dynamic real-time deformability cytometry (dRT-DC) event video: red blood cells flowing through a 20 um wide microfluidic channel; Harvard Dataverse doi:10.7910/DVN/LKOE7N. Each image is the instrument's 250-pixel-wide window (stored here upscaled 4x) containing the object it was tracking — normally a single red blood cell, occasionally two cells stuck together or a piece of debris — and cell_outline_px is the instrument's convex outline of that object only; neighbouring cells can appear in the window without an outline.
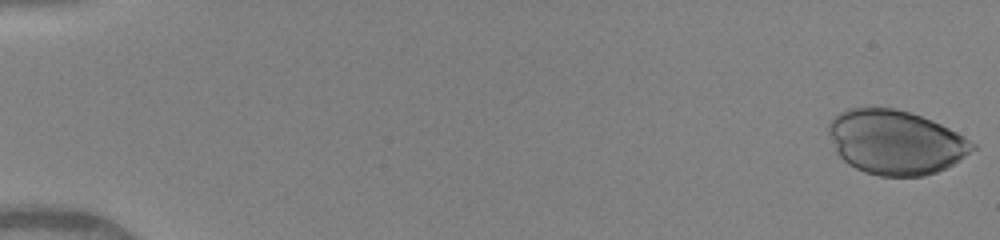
{"species": "human", "species_latin": "Homo sapiens", "temperature_condition": "warm", "stored_images_in_passage": 49, "camera_frame_rate_fps": 3000, "um_per_image_px": 0.085, "donor": {"sex": "female"}, "frame": {"image": 1, "passage_image": 1, "time_ms": 0.0, "image_size_px": [1000, 240], "cell_outline_px": [[976, 148], [952, 164], [936, 172], [924, 176], [880, 176], [864, 172], [848, 164], [836, 152], [828, 132], [828, 124], [840, 112], [848, 108], [896, 108], [932, 120], [964, 136], [976, 144]], "centroid_in_image_um": [76.11, 12.09], "position_along_channel_um": 8.9, "area_um2": 53.52}}
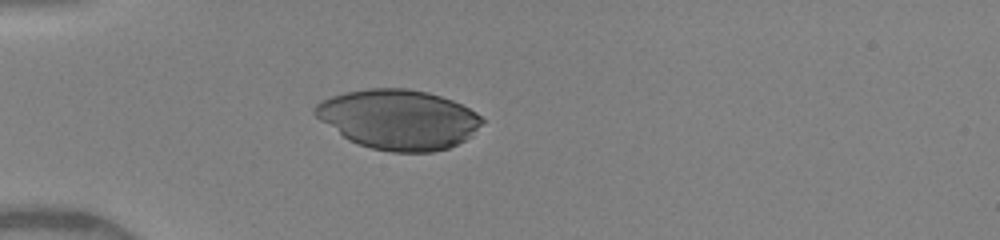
{"frame": {"image": 2, "passage_image": 15, "time_ms": 4.667, "image_size_px": [1000, 240], "cell_outline_px": [[484, 120], [472, 136], [448, 148], [432, 152], [392, 152], [372, 148], [348, 140], [320, 120], [312, 112], [312, 108], [316, 104], [332, 96], [344, 92], [368, 88], [408, 88], [428, 92], [452, 100], [476, 112]], "centroid_in_image_um": [33.86, 10.14], "position_along_channel_um": 51.1, "area_um2": 58.09}}